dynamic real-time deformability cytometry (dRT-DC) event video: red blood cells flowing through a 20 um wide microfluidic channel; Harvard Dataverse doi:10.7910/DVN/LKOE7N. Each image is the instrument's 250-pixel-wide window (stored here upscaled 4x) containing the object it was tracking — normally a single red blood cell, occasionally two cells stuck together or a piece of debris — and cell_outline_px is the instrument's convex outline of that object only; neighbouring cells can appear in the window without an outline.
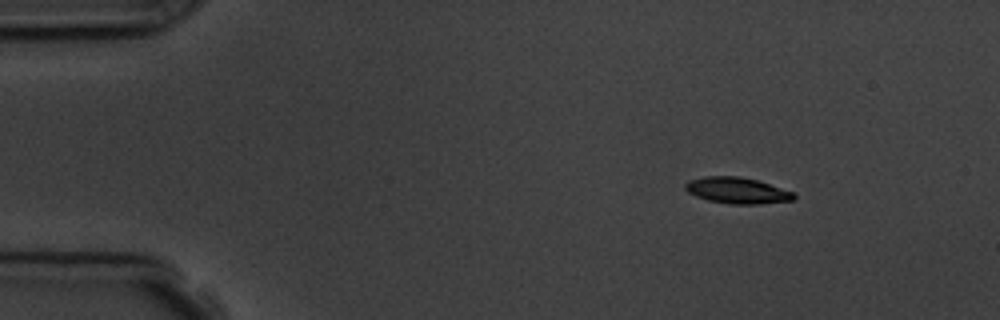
{"species": "common noctule bat (a hibernating species)", "species_latin": "Nyctalus noctula", "temperature_condition": "room temperature", "stored_images_in_passage": 4, "camera_frame_rate_fps": 3000, "um_per_image_px": 0.085, "animal": {"sex": "male", "body_mass_g": 19.5, "forearm_length_mm": 54.6}, "frame": {"image": 1, "passage_image": 1, "time_ms": 0.0, "image_size_px": [1000, 320], "cell_outline_px": [[796, 196], [792, 200], [760, 204], [728, 204], [708, 200], [696, 196], [688, 192], [684, 188], [684, 184], [688, 180], [704, 176], [740, 176], [756, 180], [792, 192]], "centroid_in_image_um": [62.59, 16.19], "position_along_channel_um": 22.4, "area_um2": 16.47}}
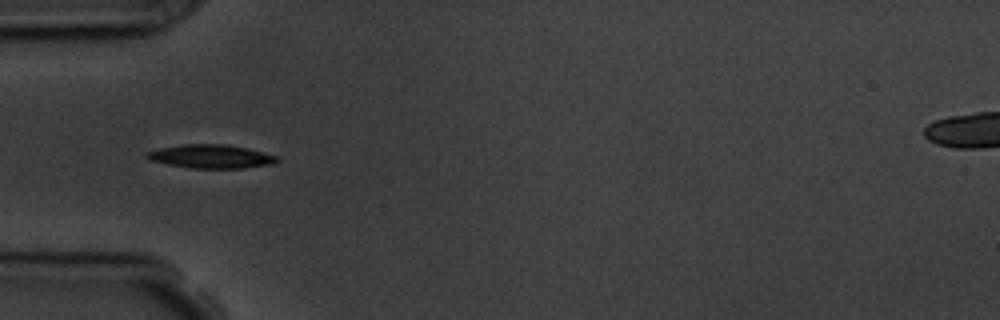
{"frame": {"image": 2, "passage_image": 4, "time_ms": 3.333, "image_size_px": [1000, 320], "cell_outline_px": [[280, 160], [272, 164], [244, 168], [192, 168], [168, 164], [148, 160], [144, 156], [144, 152], [160, 148], [180, 144], [224, 144], [248, 148], [264, 152], [276, 156]], "centroid_in_image_um": [17.9, 13.29], "position_along_channel_um": 67.1, "area_um2": 18.03}}